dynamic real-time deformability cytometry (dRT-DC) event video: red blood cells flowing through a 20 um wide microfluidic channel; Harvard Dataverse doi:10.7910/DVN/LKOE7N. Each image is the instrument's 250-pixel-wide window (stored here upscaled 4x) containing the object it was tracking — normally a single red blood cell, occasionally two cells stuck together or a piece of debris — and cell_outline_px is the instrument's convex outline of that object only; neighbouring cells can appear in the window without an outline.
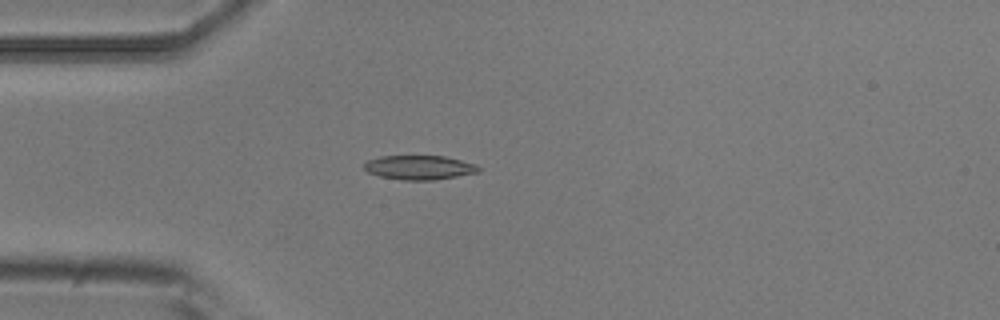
{"species": "common noctule bat (a hibernating species)", "species_latin": "Nyctalus noctula", "temperature_condition": "room temperature", "stored_images_in_passage": 5, "camera_frame_rate_fps": 3000, "um_per_image_px": 0.085, "animal": {"sex": "male", "body_mass_g": 20.5, "forearm_length_mm": 52.5}, "frame": {"image": 1, "passage_image": 5, "time_ms": 1.333, "image_size_px": [1000, 320], "cell_outline_px": [[480, 172], [436, 180], [404, 180], [380, 176], [368, 172], [364, 168], [364, 164], [368, 160], [380, 156], [444, 156], [476, 164], [480, 168]], "centroid_in_image_um": [35.66, 14.24], "position_along_channel_um": 49.3, "area_um2": 16.13}}